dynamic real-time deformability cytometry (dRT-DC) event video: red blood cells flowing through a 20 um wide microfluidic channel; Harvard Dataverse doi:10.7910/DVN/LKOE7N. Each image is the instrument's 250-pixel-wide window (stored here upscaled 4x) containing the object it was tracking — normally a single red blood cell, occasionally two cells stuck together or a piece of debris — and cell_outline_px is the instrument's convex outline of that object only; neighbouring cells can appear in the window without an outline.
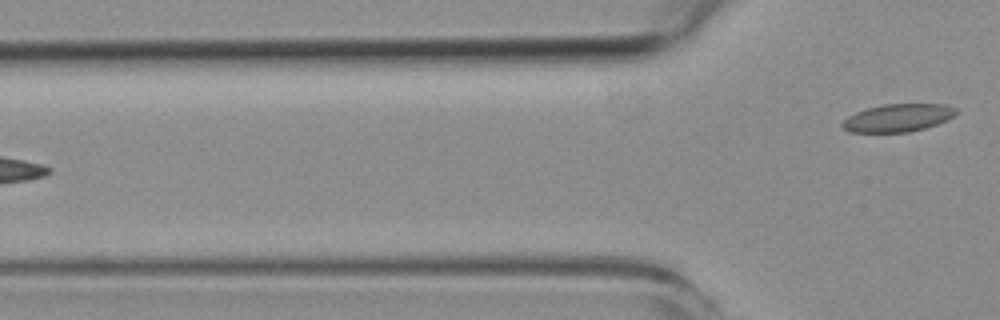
{"species": "common noctule bat (a hibernating species)", "species_latin": "Nyctalus noctula", "temperature_condition": "room temperature", "stored_images_in_passage": 3, "camera_frame_rate_fps": 3000, "um_per_image_px": 0.085, "animal": {"sex": "female", "body_mass_g": 19.3, "forearm_length_mm": 54.1}, "frame": {"image": 1, "passage_image": 3, "time_ms": 2.333, "image_size_px": [1000, 320], "cell_outline_px": [[960, 112], [948, 120], [924, 128], [908, 132], [848, 132], [840, 124], [848, 116], [856, 112], [868, 108], [884, 104], [944, 104], [956, 108]], "centroid_in_image_um": [76.35, 10.01], "position_along_channel_um": 49.4, "area_um2": 18.44}}